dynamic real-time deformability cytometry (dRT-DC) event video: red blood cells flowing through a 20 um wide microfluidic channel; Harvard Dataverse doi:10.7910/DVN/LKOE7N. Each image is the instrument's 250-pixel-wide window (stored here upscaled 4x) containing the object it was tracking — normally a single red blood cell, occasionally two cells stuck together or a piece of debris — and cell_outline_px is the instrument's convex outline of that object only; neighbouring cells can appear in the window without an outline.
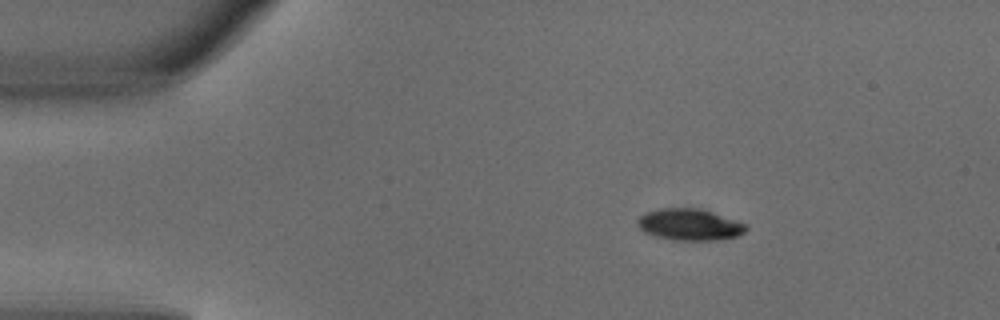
{"species": "common noctule bat (a hibernating species)", "species_latin": "Nyctalus noctula", "temperature_condition": "warm", "stored_images_in_passage": 5, "camera_frame_rate_fps": 3000, "um_per_image_px": 0.085, "animal": {"sex": "male", "body_mass_g": 18.8}, "frame": {"image": 1, "passage_image": 1, "time_ms": 0.0, "image_size_px": [1000, 320], "cell_outline_px": [[748, 228], [744, 232], [736, 236], [716, 240], [672, 240], [656, 236], [644, 232], [636, 224], [636, 220], [640, 216], [648, 212], [660, 208], [700, 208], [748, 224]], "centroid_in_image_um": [58.61, 19.09], "position_along_channel_um": 26.4, "area_um2": 19.94}}
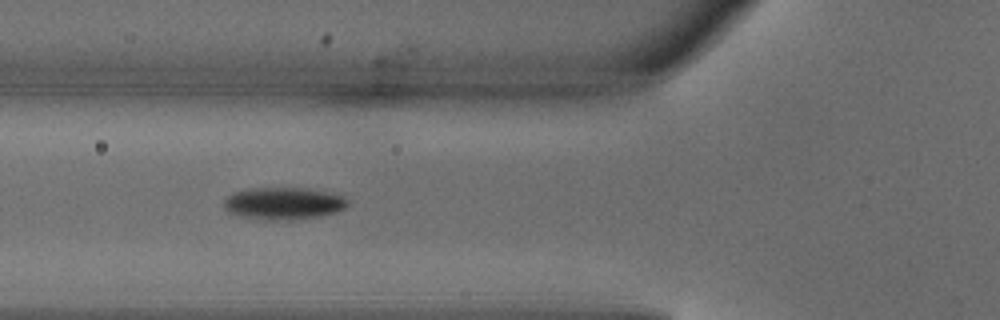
{"frame": {"image": 2, "passage_image": 4, "time_ms": 1.0, "image_size_px": [1000, 320], "cell_outline_px": [[348, 204], [344, 208], [336, 212], [320, 216], [288, 220], [256, 220], [228, 212], [224, 208], [224, 200], [232, 192], [252, 188], [304, 188], [344, 196], [348, 200]], "centroid_in_image_um": [24.06, 17.3], "position_along_channel_um": 101.7, "area_um2": 23.24}}
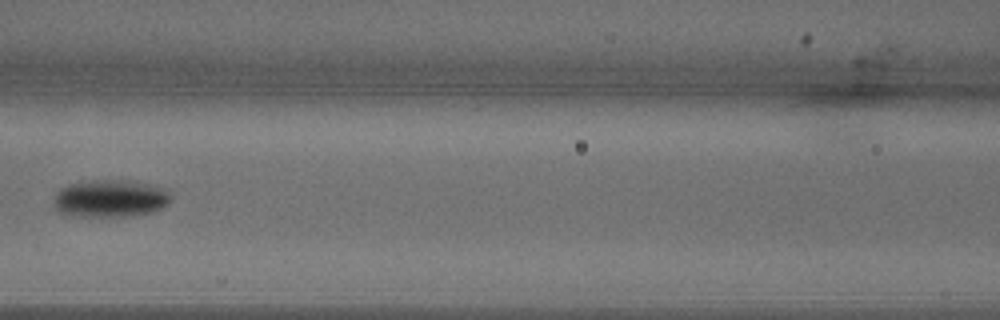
{"frame": {"image": 3, "passage_image": 5, "time_ms": 1.333, "image_size_px": [1000, 320], "cell_outline_px": [[168, 204], [164, 208], [156, 212], [136, 216], [76, 216], [60, 212], [52, 208], [52, 200], [60, 188], [68, 184], [96, 180], [128, 180], [164, 188], [168, 192]], "centroid_in_image_um": [9.34, 16.89], "position_along_channel_um": 157.3, "area_um2": 25.78}}